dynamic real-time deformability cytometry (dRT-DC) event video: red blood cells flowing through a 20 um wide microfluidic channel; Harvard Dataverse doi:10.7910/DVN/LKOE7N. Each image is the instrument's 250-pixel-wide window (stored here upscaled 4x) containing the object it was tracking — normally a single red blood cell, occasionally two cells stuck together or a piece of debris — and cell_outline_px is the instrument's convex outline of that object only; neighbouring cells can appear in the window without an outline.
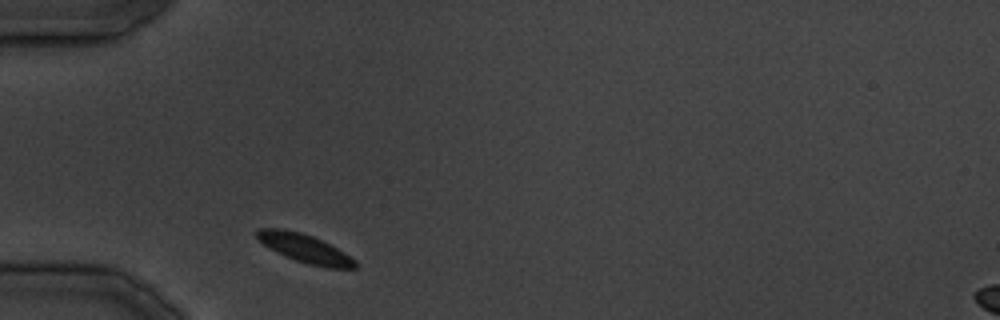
{"species": "common noctule bat (a hibernating species)", "species_latin": "Nyctalus noctula", "temperature_condition": "cold", "stored_images_in_passage": 9, "camera_frame_rate_fps": 3000, "um_per_image_px": 0.085, "animal": {"sex": "male", "body_mass_g": 19.5, "forearm_length_mm": 54.6}, "frame": {"image": 1, "passage_image": 1, "time_ms": 0.0, "image_size_px": [1000, 320], "cell_outline_px": [[356, 268], [328, 268], [308, 264], [284, 256], [276, 252], [264, 244], [256, 236], [256, 228], [284, 228], [300, 232], [312, 236], [344, 252], [356, 260]], "centroid_in_image_um": [25.89, 21.11], "position_along_channel_um": 59.1, "area_um2": 16.18}}
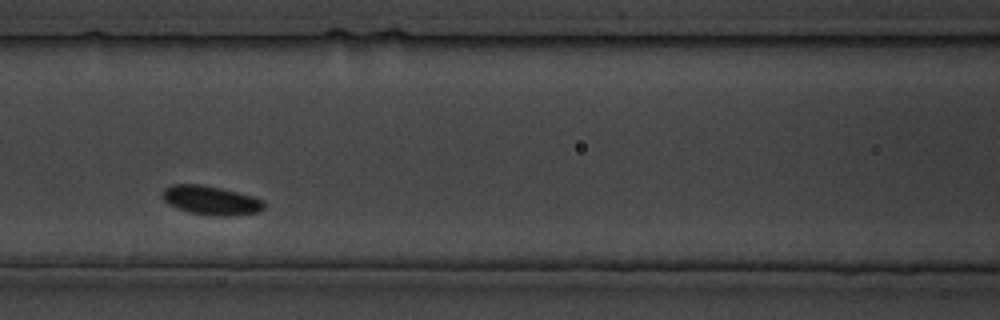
{"frame": {"image": 2, "passage_image": 7, "time_ms": 7.0, "image_size_px": [1000, 320], "cell_outline_px": [[264, 208], [260, 212], [232, 216], [212, 216], [188, 212], [176, 208], [168, 204], [164, 200], [164, 188], [168, 184], [200, 184], [220, 188], [252, 196], [264, 200]], "centroid_in_image_um": [17.93, 17.04], "position_along_channel_um": 148.7, "area_um2": 17.28}}
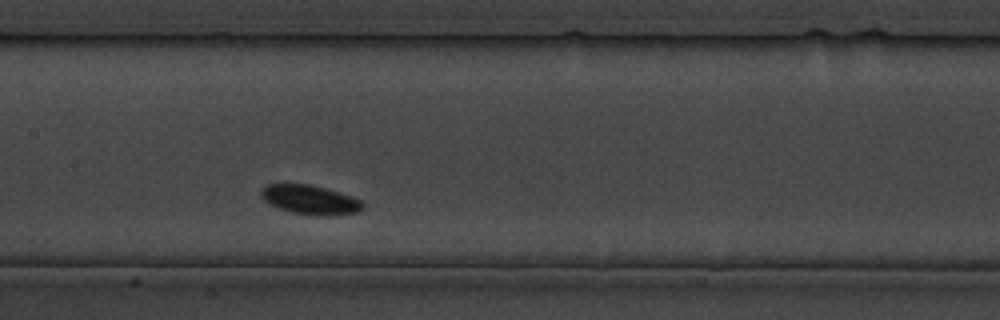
{"frame": {"image": 3, "passage_image": 9, "time_ms": 9.333, "image_size_px": [1000, 320], "cell_outline_px": [[364, 208], [360, 212], [292, 212], [268, 204], [260, 196], [260, 188], [264, 184], [308, 184], [324, 188], [352, 196], [360, 200], [364, 204]], "centroid_in_image_um": [26.26, 16.9], "position_along_channel_um": 181.1, "area_um2": 16.36}}